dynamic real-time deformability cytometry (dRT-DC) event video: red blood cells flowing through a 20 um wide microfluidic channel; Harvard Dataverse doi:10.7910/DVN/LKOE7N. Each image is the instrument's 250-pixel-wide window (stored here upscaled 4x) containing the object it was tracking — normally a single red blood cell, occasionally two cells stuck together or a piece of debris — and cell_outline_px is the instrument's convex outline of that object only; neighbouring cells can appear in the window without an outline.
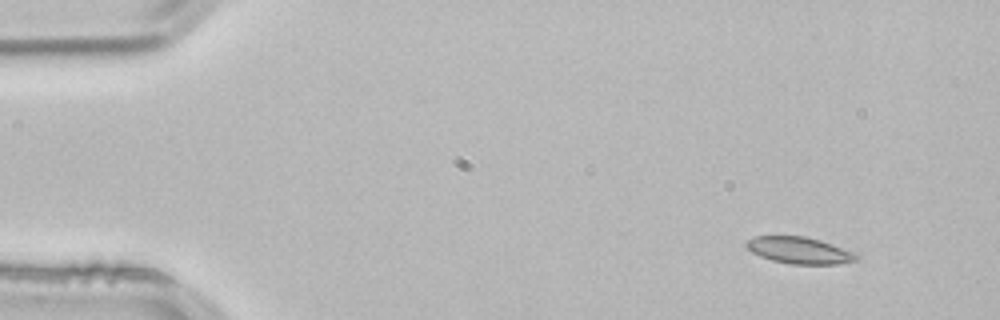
{"species": "common noctule bat (a hibernating species)", "species_latin": "Nyctalus noctula", "temperature_condition": "room temperature", "stored_images_in_passage": 11, "camera_frame_rate_fps": 3000, "um_per_image_px": 0.085, "animal": {"sex": "male", "body_mass_g": 21.5, "forearm_length_mm": 52.0}, "frame": {"image": 1, "passage_image": 1, "time_ms": 0.0, "image_size_px": [1000, 320], "cell_outline_px": [[860, 260], [840, 264], [792, 264], [772, 260], [760, 256], [752, 252], [744, 244], [748, 240], [756, 236], [804, 236], [820, 240], [832, 244], [852, 252], [860, 256]], "centroid_in_image_um": [67.97, 21.29], "position_along_channel_um": 17.0, "area_um2": 17.05}}